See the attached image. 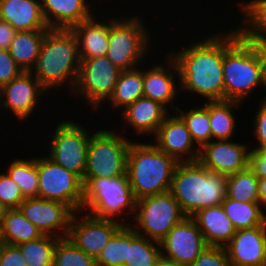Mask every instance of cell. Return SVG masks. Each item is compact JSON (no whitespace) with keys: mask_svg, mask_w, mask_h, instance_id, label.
<instances>
[{"mask_svg":"<svg viewBox=\"0 0 266 266\" xmlns=\"http://www.w3.org/2000/svg\"><path fill=\"white\" fill-rule=\"evenodd\" d=\"M185 1H186V4H184L182 8H180L178 11L175 12V15L173 18L175 20L172 21L170 18L169 20L170 24L169 23L166 24V27L163 33L164 36H162L163 38L165 37L164 39L165 41L163 40V44H162L164 46L163 48H166L165 50L168 51L170 55L176 60V63L179 68L181 99L182 101H185L187 103H189V101H192L191 103H198V101L199 103H202L205 101L224 100L223 26H221L223 17L222 16L217 17L215 14L212 17L210 13L208 15V14H205L204 12L203 14H201L202 11L200 9L199 11L196 10V13H194L195 12L194 9L196 7L192 6L193 3L190 0H188L189 2L187 0ZM185 5L187 8L185 7ZM189 6L193 7L192 10H191V7ZM181 9L183 10V13L185 12V14L182 13ZM187 13H190V14L186 16ZM191 14L193 15L194 18L190 17L192 16ZM198 14L200 15L198 16ZM176 16L178 19L176 18ZM185 16L187 18L190 17L189 20ZM213 18L214 19L216 18L215 21ZM196 21L197 23H199L198 24L199 27L198 25H196L197 24ZM213 22H215V24L218 23L219 25L218 26L216 25L215 27L214 26L215 24ZM176 23H179V25ZM187 24H188V27H191L193 29L191 28L189 29L186 26ZM174 25H177V26H174ZM180 25L184 28H182ZM179 28H182V29H179ZM187 29H189L188 30L189 32L186 31ZM165 34L168 36H166ZM167 38H170V39H167ZM166 40L168 41L167 43H165Z\"/></svg>","mask_w":266,"mask_h":266,"instance_id":"cell-1","label":"cell"},{"mask_svg":"<svg viewBox=\"0 0 266 266\" xmlns=\"http://www.w3.org/2000/svg\"><path fill=\"white\" fill-rule=\"evenodd\" d=\"M162 1H164V3L166 2V4H163ZM162 1L160 0H154V1L152 0H147V1L146 0H136V1L135 0H110V31H109L108 51H107L106 56L121 71L133 70V69L140 67L143 63L148 61L151 58V56L154 55V53H157L156 51L161 49L162 44H163L162 35L164 32L163 30L165 29V26L163 25H166L167 22H169L170 17L173 18L172 16L175 15L174 13L175 10L178 11V7L182 8L183 4L185 3L184 0H180L181 3L179 0H176L177 2L175 4L174 0H172L173 2L169 0L171 1L172 4L169 2L170 5H168L167 3L168 1L166 0H162ZM141 2L143 4H141ZM148 2L151 4L149 5ZM177 3L179 4L177 5ZM118 5H120L121 7ZM152 5L155 8L154 10L151 9L153 7ZM139 6H141L140 8L141 10H143V12L139 10L140 9ZM166 6L169 9H167ZM150 9L151 11L149 12ZM145 10H147L149 13H147V11ZM155 10L157 12L158 11L162 12L163 10L164 11L162 12V14L159 12V14L156 16V14H154ZM144 11H145V14H144ZM151 13L155 15L154 18H152L153 14ZM148 14L150 15V17ZM159 15H163L162 17L164 18V20ZM146 17L148 19H146ZM157 17H159L160 19ZM160 20L161 22L166 21V23L165 22L161 23ZM147 21L150 23H148ZM158 22L161 25V27L159 26V24L157 25ZM157 27H160L161 30L160 28H157ZM158 35L159 36L161 35V36L157 37ZM158 38H161V39L158 40Z\"/></svg>","mask_w":266,"mask_h":266,"instance_id":"cell-2","label":"cell"},{"mask_svg":"<svg viewBox=\"0 0 266 266\" xmlns=\"http://www.w3.org/2000/svg\"><path fill=\"white\" fill-rule=\"evenodd\" d=\"M92 122L93 124H91ZM102 124L100 120L97 123L94 114L75 113L74 115L73 112L69 114V112L61 109L28 137L33 140V136L35 135L36 137L34 139L36 142L33 141V143L39 146L41 145L40 147L38 146V148L42 147L44 151H42V153L56 164L73 172L83 180L86 171V158L90 137ZM37 139L38 141H42L38 142ZM41 142L43 144H41Z\"/></svg>","mask_w":266,"mask_h":266,"instance_id":"cell-3","label":"cell"},{"mask_svg":"<svg viewBox=\"0 0 266 266\" xmlns=\"http://www.w3.org/2000/svg\"><path fill=\"white\" fill-rule=\"evenodd\" d=\"M222 22L224 100L246 105L263 99V64L257 43L243 39L228 19L227 24Z\"/></svg>","mask_w":266,"mask_h":266,"instance_id":"cell-4","label":"cell"},{"mask_svg":"<svg viewBox=\"0 0 266 266\" xmlns=\"http://www.w3.org/2000/svg\"><path fill=\"white\" fill-rule=\"evenodd\" d=\"M60 105L61 104H59V102L52 97V95L39 83V80L31 72H22L18 77L11 80L8 84L2 86L0 88L1 118L3 117L4 124H7V127H12H10V129H16L18 126V129L15 130V134L13 135L14 138L11 139L10 144L13 141H17L15 138H19L18 140H20L26 134V138H28L32 132L37 130V127H40L45 121L48 120V117H53L57 111L61 110ZM34 123L37 125L34 126ZM20 128L23 129L21 130ZM25 128L27 130H25ZM16 131L18 133L20 132L19 135L16 133ZM23 133L25 135H22ZM16 135L20 137H15Z\"/></svg>","mask_w":266,"mask_h":266,"instance_id":"cell-5","label":"cell"},{"mask_svg":"<svg viewBox=\"0 0 266 266\" xmlns=\"http://www.w3.org/2000/svg\"><path fill=\"white\" fill-rule=\"evenodd\" d=\"M80 63L78 39L72 29H49L30 72L60 104L75 87Z\"/></svg>","mask_w":266,"mask_h":266,"instance_id":"cell-6","label":"cell"},{"mask_svg":"<svg viewBox=\"0 0 266 266\" xmlns=\"http://www.w3.org/2000/svg\"><path fill=\"white\" fill-rule=\"evenodd\" d=\"M178 163L150 140L131 141L126 173L136 200L168 192Z\"/></svg>","mask_w":266,"mask_h":266,"instance_id":"cell-7","label":"cell"},{"mask_svg":"<svg viewBox=\"0 0 266 266\" xmlns=\"http://www.w3.org/2000/svg\"><path fill=\"white\" fill-rule=\"evenodd\" d=\"M226 182V175L211 172L199 161L179 162L169 192L191 217L200 209L220 205L226 197Z\"/></svg>","mask_w":266,"mask_h":266,"instance_id":"cell-8","label":"cell"},{"mask_svg":"<svg viewBox=\"0 0 266 266\" xmlns=\"http://www.w3.org/2000/svg\"><path fill=\"white\" fill-rule=\"evenodd\" d=\"M82 211L101 219H111L130 225L136 198L127 175L113 178L84 177Z\"/></svg>","mask_w":266,"mask_h":266,"instance_id":"cell-9","label":"cell"},{"mask_svg":"<svg viewBox=\"0 0 266 266\" xmlns=\"http://www.w3.org/2000/svg\"><path fill=\"white\" fill-rule=\"evenodd\" d=\"M120 73L121 70L106 55L82 59L75 87L60 108L67 112L75 111L74 114H94L114 92Z\"/></svg>","mask_w":266,"mask_h":266,"instance_id":"cell-10","label":"cell"},{"mask_svg":"<svg viewBox=\"0 0 266 266\" xmlns=\"http://www.w3.org/2000/svg\"><path fill=\"white\" fill-rule=\"evenodd\" d=\"M104 124L90 137L84 177L113 178L127 175V154L132 140L111 122Z\"/></svg>","mask_w":266,"mask_h":266,"instance_id":"cell-11","label":"cell"},{"mask_svg":"<svg viewBox=\"0 0 266 266\" xmlns=\"http://www.w3.org/2000/svg\"><path fill=\"white\" fill-rule=\"evenodd\" d=\"M186 215L168 191L136 201V211L130 226L138 235L159 242Z\"/></svg>","mask_w":266,"mask_h":266,"instance_id":"cell-12","label":"cell"},{"mask_svg":"<svg viewBox=\"0 0 266 266\" xmlns=\"http://www.w3.org/2000/svg\"><path fill=\"white\" fill-rule=\"evenodd\" d=\"M143 96L161 103L170 112H176L182 101L178 65L163 47L143 63Z\"/></svg>","mask_w":266,"mask_h":266,"instance_id":"cell-13","label":"cell"},{"mask_svg":"<svg viewBox=\"0 0 266 266\" xmlns=\"http://www.w3.org/2000/svg\"><path fill=\"white\" fill-rule=\"evenodd\" d=\"M40 150V151H39ZM37 150L38 197L68 205L74 212L83 208V181L71 171L53 162L42 149ZM42 155V156H41Z\"/></svg>","mask_w":266,"mask_h":266,"instance_id":"cell-14","label":"cell"},{"mask_svg":"<svg viewBox=\"0 0 266 266\" xmlns=\"http://www.w3.org/2000/svg\"><path fill=\"white\" fill-rule=\"evenodd\" d=\"M169 113L161 103L143 96L123 109L112 125L132 141L150 140Z\"/></svg>","mask_w":266,"mask_h":266,"instance_id":"cell-15","label":"cell"},{"mask_svg":"<svg viewBox=\"0 0 266 266\" xmlns=\"http://www.w3.org/2000/svg\"><path fill=\"white\" fill-rule=\"evenodd\" d=\"M242 132L240 139L211 140L200 149L198 161L211 172L226 176L246 169L251 146L246 132Z\"/></svg>","mask_w":266,"mask_h":266,"instance_id":"cell-16","label":"cell"},{"mask_svg":"<svg viewBox=\"0 0 266 266\" xmlns=\"http://www.w3.org/2000/svg\"><path fill=\"white\" fill-rule=\"evenodd\" d=\"M122 226L119 221L101 219L84 211H77L72 216L67 237L80 250L96 259Z\"/></svg>","mask_w":266,"mask_h":266,"instance_id":"cell-17","label":"cell"},{"mask_svg":"<svg viewBox=\"0 0 266 266\" xmlns=\"http://www.w3.org/2000/svg\"><path fill=\"white\" fill-rule=\"evenodd\" d=\"M18 209L42 235L58 238L68 236L70 222L75 213L62 202L39 197L26 198Z\"/></svg>","mask_w":266,"mask_h":266,"instance_id":"cell-18","label":"cell"},{"mask_svg":"<svg viewBox=\"0 0 266 266\" xmlns=\"http://www.w3.org/2000/svg\"><path fill=\"white\" fill-rule=\"evenodd\" d=\"M206 246L198 225L188 216L160 241L162 258L183 266L192 264Z\"/></svg>","mask_w":266,"mask_h":266,"instance_id":"cell-19","label":"cell"},{"mask_svg":"<svg viewBox=\"0 0 266 266\" xmlns=\"http://www.w3.org/2000/svg\"><path fill=\"white\" fill-rule=\"evenodd\" d=\"M150 141L178 162H195L200 149L193 142L185 121L177 112H170Z\"/></svg>","mask_w":266,"mask_h":266,"instance_id":"cell-20","label":"cell"},{"mask_svg":"<svg viewBox=\"0 0 266 266\" xmlns=\"http://www.w3.org/2000/svg\"><path fill=\"white\" fill-rule=\"evenodd\" d=\"M108 1L41 0V9L49 29H72L75 25L91 18Z\"/></svg>","mask_w":266,"mask_h":266,"instance_id":"cell-21","label":"cell"},{"mask_svg":"<svg viewBox=\"0 0 266 266\" xmlns=\"http://www.w3.org/2000/svg\"><path fill=\"white\" fill-rule=\"evenodd\" d=\"M72 31L78 39L80 60L105 56L110 31V0L91 18L75 25Z\"/></svg>","mask_w":266,"mask_h":266,"instance_id":"cell-22","label":"cell"},{"mask_svg":"<svg viewBox=\"0 0 266 266\" xmlns=\"http://www.w3.org/2000/svg\"><path fill=\"white\" fill-rule=\"evenodd\" d=\"M224 248L230 266H266V222L255 228L236 230Z\"/></svg>","mask_w":266,"mask_h":266,"instance_id":"cell-23","label":"cell"},{"mask_svg":"<svg viewBox=\"0 0 266 266\" xmlns=\"http://www.w3.org/2000/svg\"><path fill=\"white\" fill-rule=\"evenodd\" d=\"M140 97H143V64L133 70L121 71L114 92L94 115L96 118L102 116L97 118L101 122L110 123L116 115Z\"/></svg>","mask_w":266,"mask_h":266,"instance_id":"cell-24","label":"cell"},{"mask_svg":"<svg viewBox=\"0 0 266 266\" xmlns=\"http://www.w3.org/2000/svg\"><path fill=\"white\" fill-rule=\"evenodd\" d=\"M226 19L235 24L243 39L266 42V0H242L232 11L228 10Z\"/></svg>","mask_w":266,"mask_h":266,"instance_id":"cell-25","label":"cell"},{"mask_svg":"<svg viewBox=\"0 0 266 266\" xmlns=\"http://www.w3.org/2000/svg\"><path fill=\"white\" fill-rule=\"evenodd\" d=\"M245 109L246 105L237 101H209L211 140H233L237 137L240 138L239 134L242 128L243 131H246L244 129L246 126L242 125L245 121V117L242 116L240 118L241 115L246 113L244 111ZM241 110L243 111L242 113H240ZM241 120H243V122ZM238 129H241L240 133Z\"/></svg>","mask_w":266,"mask_h":266,"instance_id":"cell-26","label":"cell"},{"mask_svg":"<svg viewBox=\"0 0 266 266\" xmlns=\"http://www.w3.org/2000/svg\"><path fill=\"white\" fill-rule=\"evenodd\" d=\"M0 19L18 31L49 30L41 0H0Z\"/></svg>","mask_w":266,"mask_h":266,"instance_id":"cell-27","label":"cell"},{"mask_svg":"<svg viewBox=\"0 0 266 266\" xmlns=\"http://www.w3.org/2000/svg\"><path fill=\"white\" fill-rule=\"evenodd\" d=\"M24 141L27 143L29 140L32 145L35 148H30L32 145L28 142V144L30 145H26V147L28 148V151H25V153L29 152L31 154H26L27 156H25L24 151L22 150V152L20 153V150H16L14 151V154H19L18 156H14L12 157V155L10 156L11 158L8 159L7 158V164L4 167V171L10 176V178L18 184V186L20 187L21 192L23 193V196L25 198H33V197H38V187H39V176H38V169H37V149L38 147H36L37 145L33 143V141H31V138L25 139V137L23 138ZM36 149V150H34ZM31 150V151H30ZM18 151V152H17ZM16 152V153H15ZM33 152V153H32ZM35 152V153H34ZM24 153V154H23ZM20 154H22L20 156ZM35 154V156H34ZM31 155V156H30ZM12 159V160H11ZM9 160V162H8ZM6 168V170H5Z\"/></svg>","mask_w":266,"mask_h":266,"instance_id":"cell-28","label":"cell"},{"mask_svg":"<svg viewBox=\"0 0 266 266\" xmlns=\"http://www.w3.org/2000/svg\"><path fill=\"white\" fill-rule=\"evenodd\" d=\"M191 217L198 225L207 245L225 247L236 233L221 204L200 209Z\"/></svg>","mask_w":266,"mask_h":266,"instance_id":"cell-29","label":"cell"},{"mask_svg":"<svg viewBox=\"0 0 266 266\" xmlns=\"http://www.w3.org/2000/svg\"><path fill=\"white\" fill-rule=\"evenodd\" d=\"M47 31L16 32L8 51L23 72H30L35 66Z\"/></svg>","mask_w":266,"mask_h":266,"instance_id":"cell-30","label":"cell"},{"mask_svg":"<svg viewBox=\"0 0 266 266\" xmlns=\"http://www.w3.org/2000/svg\"><path fill=\"white\" fill-rule=\"evenodd\" d=\"M188 104L181 101L176 112L185 121L193 142L201 149L211 141L209 101Z\"/></svg>","mask_w":266,"mask_h":266,"instance_id":"cell-31","label":"cell"},{"mask_svg":"<svg viewBox=\"0 0 266 266\" xmlns=\"http://www.w3.org/2000/svg\"><path fill=\"white\" fill-rule=\"evenodd\" d=\"M3 242L10 245H21L42 236L19 209L5 210L1 219Z\"/></svg>","mask_w":266,"mask_h":266,"instance_id":"cell-32","label":"cell"},{"mask_svg":"<svg viewBox=\"0 0 266 266\" xmlns=\"http://www.w3.org/2000/svg\"><path fill=\"white\" fill-rule=\"evenodd\" d=\"M221 205L236 230L255 228L266 222V211L259 202H240L225 197Z\"/></svg>","mask_w":266,"mask_h":266,"instance_id":"cell-33","label":"cell"},{"mask_svg":"<svg viewBox=\"0 0 266 266\" xmlns=\"http://www.w3.org/2000/svg\"><path fill=\"white\" fill-rule=\"evenodd\" d=\"M162 259L160 243L138 235L129 225L125 266H159Z\"/></svg>","mask_w":266,"mask_h":266,"instance_id":"cell-34","label":"cell"},{"mask_svg":"<svg viewBox=\"0 0 266 266\" xmlns=\"http://www.w3.org/2000/svg\"><path fill=\"white\" fill-rule=\"evenodd\" d=\"M226 197L240 202H259L258 177L249 167L227 176Z\"/></svg>","mask_w":266,"mask_h":266,"instance_id":"cell-35","label":"cell"},{"mask_svg":"<svg viewBox=\"0 0 266 266\" xmlns=\"http://www.w3.org/2000/svg\"><path fill=\"white\" fill-rule=\"evenodd\" d=\"M58 237L42 235L17 245L28 266H54V251Z\"/></svg>","mask_w":266,"mask_h":266,"instance_id":"cell-36","label":"cell"},{"mask_svg":"<svg viewBox=\"0 0 266 266\" xmlns=\"http://www.w3.org/2000/svg\"><path fill=\"white\" fill-rule=\"evenodd\" d=\"M255 104V105H254ZM247 110H245V119L247 122L245 124V132L250 143L251 148H264L266 149V98L259 99L255 102H250V105L246 104ZM253 105V106H252ZM252 106V107H251ZM255 110H254V109ZM250 110V111H248ZM254 113H252V111ZM250 114L249 116L247 115ZM254 115V116H253ZM248 116V117H246ZM252 116V117H251ZM252 126H247V125ZM250 129V130H249ZM248 130V131H247ZM250 139V140H249ZM252 140V142H251Z\"/></svg>","mask_w":266,"mask_h":266,"instance_id":"cell-37","label":"cell"},{"mask_svg":"<svg viewBox=\"0 0 266 266\" xmlns=\"http://www.w3.org/2000/svg\"><path fill=\"white\" fill-rule=\"evenodd\" d=\"M129 246V225H123L96 258L97 266H125Z\"/></svg>","mask_w":266,"mask_h":266,"instance_id":"cell-38","label":"cell"},{"mask_svg":"<svg viewBox=\"0 0 266 266\" xmlns=\"http://www.w3.org/2000/svg\"><path fill=\"white\" fill-rule=\"evenodd\" d=\"M54 266H97L96 259L73 244L68 237L59 238L54 251Z\"/></svg>","mask_w":266,"mask_h":266,"instance_id":"cell-39","label":"cell"},{"mask_svg":"<svg viewBox=\"0 0 266 266\" xmlns=\"http://www.w3.org/2000/svg\"><path fill=\"white\" fill-rule=\"evenodd\" d=\"M0 204L5 210L18 209L20 204L26 199L10 176L0 168Z\"/></svg>","mask_w":266,"mask_h":266,"instance_id":"cell-40","label":"cell"},{"mask_svg":"<svg viewBox=\"0 0 266 266\" xmlns=\"http://www.w3.org/2000/svg\"><path fill=\"white\" fill-rule=\"evenodd\" d=\"M188 266H230L224 247L207 245L197 259Z\"/></svg>","mask_w":266,"mask_h":266,"instance_id":"cell-41","label":"cell"},{"mask_svg":"<svg viewBox=\"0 0 266 266\" xmlns=\"http://www.w3.org/2000/svg\"><path fill=\"white\" fill-rule=\"evenodd\" d=\"M22 72L23 70L14 61L9 51L0 49V88Z\"/></svg>","mask_w":266,"mask_h":266,"instance_id":"cell-42","label":"cell"},{"mask_svg":"<svg viewBox=\"0 0 266 266\" xmlns=\"http://www.w3.org/2000/svg\"><path fill=\"white\" fill-rule=\"evenodd\" d=\"M0 266H28L16 245L3 244Z\"/></svg>","mask_w":266,"mask_h":266,"instance_id":"cell-43","label":"cell"},{"mask_svg":"<svg viewBox=\"0 0 266 266\" xmlns=\"http://www.w3.org/2000/svg\"><path fill=\"white\" fill-rule=\"evenodd\" d=\"M249 168L258 178H266V149L251 148Z\"/></svg>","mask_w":266,"mask_h":266,"instance_id":"cell-44","label":"cell"},{"mask_svg":"<svg viewBox=\"0 0 266 266\" xmlns=\"http://www.w3.org/2000/svg\"><path fill=\"white\" fill-rule=\"evenodd\" d=\"M190 1H192V2H193V1H194V2L197 1L198 3H196V4L193 3L194 5H196V9L198 10V8H199L200 10H202V12H205V13H209V12L211 11V12H210V13H211L210 15H212V16L214 15V14L212 13L214 10H212V9L217 8V9L219 10V12H218V10H217L216 12L219 13V14H217V13H215V14L218 15V16H220V17H221V15L223 14L222 17H223V19H225L224 17H225V16L227 17V15H228V11H227V10L229 9V10L232 11V10H233V7L235 8V7H236V6H237L242 0H237V1H236V0H227L228 2H227L226 0H225L226 2H225L224 0H222L223 2H221V1H217V0H205V1H203V3L207 1V2H208V3H207L208 6L210 5L209 7H208L207 4H205V3H204V5H203L202 0H190ZM212 1H215V2L220 3V4L223 3V5H221V6H222V7L224 6V8H222V7H221V8H218V7H220V5H218L217 7H214L215 5H214V4L212 5ZM229 1H230V2H229ZM231 1H232V2H231ZM200 2H201L202 4H200ZM209 3H211V4H209ZM225 3H227L228 5H227V4L225 5ZM197 4H198V7H197ZM232 4H233V5H232ZM201 5H202V7H203V6L207 7V9L205 8V10H204L203 8H201ZM212 6H213V7H212ZM227 6H228V7H227ZM209 8H211V9H209ZM231 8H232V9H231ZM208 9H209V10H208ZM222 9H224V10H222ZM226 9H227V10H226ZM221 12H222V13H221ZM224 13H225L226 15H225ZM224 15H225V16H224Z\"/></svg>","mask_w":266,"mask_h":266,"instance_id":"cell-45","label":"cell"},{"mask_svg":"<svg viewBox=\"0 0 266 266\" xmlns=\"http://www.w3.org/2000/svg\"><path fill=\"white\" fill-rule=\"evenodd\" d=\"M16 30L8 22L0 19V49L8 50Z\"/></svg>","mask_w":266,"mask_h":266,"instance_id":"cell-46","label":"cell"},{"mask_svg":"<svg viewBox=\"0 0 266 266\" xmlns=\"http://www.w3.org/2000/svg\"><path fill=\"white\" fill-rule=\"evenodd\" d=\"M263 64L264 98H266V42L257 43Z\"/></svg>","mask_w":266,"mask_h":266,"instance_id":"cell-47","label":"cell"},{"mask_svg":"<svg viewBox=\"0 0 266 266\" xmlns=\"http://www.w3.org/2000/svg\"><path fill=\"white\" fill-rule=\"evenodd\" d=\"M259 203L266 211V178H258Z\"/></svg>","mask_w":266,"mask_h":266,"instance_id":"cell-48","label":"cell"},{"mask_svg":"<svg viewBox=\"0 0 266 266\" xmlns=\"http://www.w3.org/2000/svg\"><path fill=\"white\" fill-rule=\"evenodd\" d=\"M159 266H183L174 262L167 261L165 259H162Z\"/></svg>","mask_w":266,"mask_h":266,"instance_id":"cell-49","label":"cell"},{"mask_svg":"<svg viewBox=\"0 0 266 266\" xmlns=\"http://www.w3.org/2000/svg\"><path fill=\"white\" fill-rule=\"evenodd\" d=\"M8 132H10L9 135H8V134H7V135H3L5 138H3V137L1 138V136H0V139H3V143H4V140H6V139H7V140H8V139L10 140V139H11V137H8V136H12L13 134H12L11 132H14V130H10V129H9L7 132H4V134H6V133H8ZM6 137H7V138H6Z\"/></svg>","mask_w":266,"mask_h":266,"instance_id":"cell-50","label":"cell"},{"mask_svg":"<svg viewBox=\"0 0 266 266\" xmlns=\"http://www.w3.org/2000/svg\"><path fill=\"white\" fill-rule=\"evenodd\" d=\"M0 117H1V115H0ZM2 119V120H1ZM3 123H4V121H3V118H0V124L2 125V127H1V125H0V133H1V136H2V132H1V130H6L7 131V129L6 128H8V127H5L6 125H3ZM5 128V129H4Z\"/></svg>","mask_w":266,"mask_h":266,"instance_id":"cell-51","label":"cell"},{"mask_svg":"<svg viewBox=\"0 0 266 266\" xmlns=\"http://www.w3.org/2000/svg\"><path fill=\"white\" fill-rule=\"evenodd\" d=\"M2 230H1V221H0V245H3Z\"/></svg>","mask_w":266,"mask_h":266,"instance_id":"cell-52","label":"cell"},{"mask_svg":"<svg viewBox=\"0 0 266 266\" xmlns=\"http://www.w3.org/2000/svg\"><path fill=\"white\" fill-rule=\"evenodd\" d=\"M5 209L2 207V205L0 204V221L2 219L3 213H4Z\"/></svg>","mask_w":266,"mask_h":266,"instance_id":"cell-53","label":"cell"},{"mask_svg":"<svg viewBox=\"0 0 266 266\" xmlns=\"http://www.w3.org/2000/svg\"><path fill=\"white\" fill-rule=\"evenodd\" d=\"M2 249H3V245H0V259H1Z\"/></svg>","mask_w":266,"mask_h":266,"instance_id":"cell-54","label":"cell"}]
</instances>
